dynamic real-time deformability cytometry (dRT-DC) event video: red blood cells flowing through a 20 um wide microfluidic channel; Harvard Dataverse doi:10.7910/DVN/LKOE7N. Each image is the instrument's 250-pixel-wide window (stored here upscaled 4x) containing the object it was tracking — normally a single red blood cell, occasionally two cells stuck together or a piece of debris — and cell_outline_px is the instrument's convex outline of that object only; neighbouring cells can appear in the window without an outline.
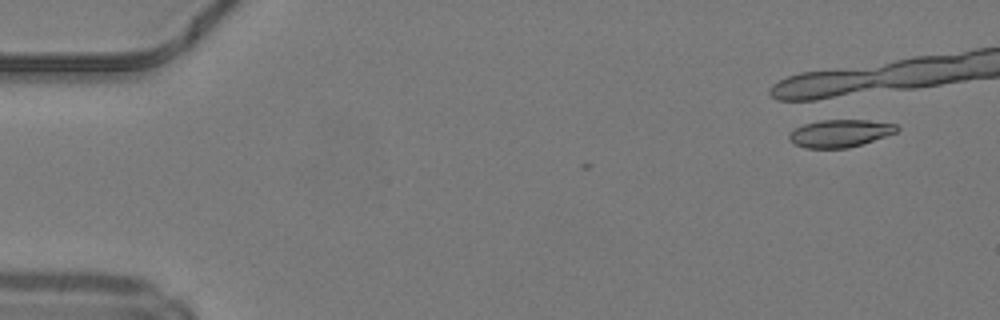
{"species": "common noctule bat (a hibernating species)", "species_latin": "Nyctalus noctula", "temperature_condition": "warm", "stored_images_in_passage": 5, "camera_frame_rate_fps": 3000, "um_per_image_px": 0.085, "animal": {"sex": "male", "body_mass_g": 19.2, "forearm_length_mm": 51.8}, "frame": {"image": 1, "passage_image": 1, "time_ms": 0.0, "image_size_px": [1000, 320], "cell_outline_px": [[900, 128], [896, 132], [848, 148], [804, 148], [796, 144], [788, 136], [796, 128], [804, 124], [820, 120], [868, 120], [896, 124]], "centroid_in_image_um": [71.41, 11.32], "position_along_channel_um": 13.6, "area_um2": 16.94}}